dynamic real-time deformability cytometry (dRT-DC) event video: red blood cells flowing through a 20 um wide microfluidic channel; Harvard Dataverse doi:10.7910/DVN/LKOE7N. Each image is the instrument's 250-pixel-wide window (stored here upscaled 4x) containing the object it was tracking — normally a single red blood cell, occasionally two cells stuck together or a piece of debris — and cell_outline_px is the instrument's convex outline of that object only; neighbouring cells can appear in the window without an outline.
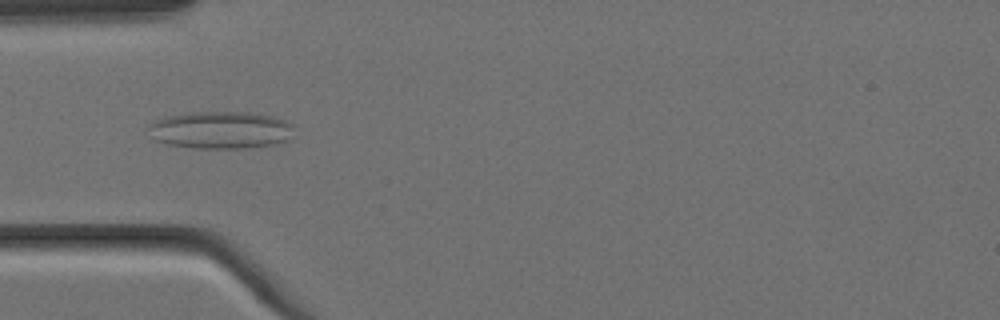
{"species": "Egyptian fruit bat (a non-hibernating species)", "species_latin": "Rousettus aegyptiacus", "temperature_condition": "cold", "stored_images_in_passage": 8, "camera_frame_rate_fps": 3000, "um_per_image_px": 0.085, "animal": {"sex": "female"}, "frame": {"image": 1, "passage_image": 5, "time_ms": 1.333, "image_size_px": [1000, 320], "cell_outline_px": [[292, 124], [288, 140], [276, 144], [244, 148], [192, 148], [168, 144], [156, 140], [148, 128], [148, 124], [164, 116], [188, 112], [248, 112], [272, 116], [284, 120]], "centroid_in_image_um": [18.72, 11.04], "position_along_channel_um": 66.3, "area_um2": 31.62}}
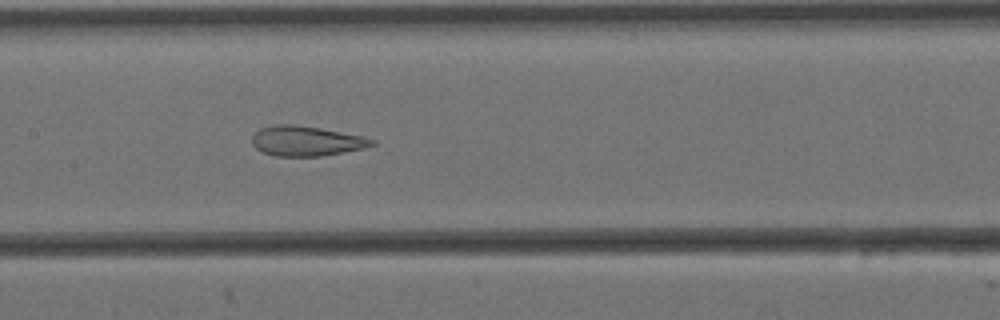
{"frame": {"image": 2, "passage_image": 8, "time_ms": 2.333, "image_size_px": [1000, 320], "cell_outline_px": [[376, 144], [364, 148], [320, 156], [276, 156], [264, 152], [256, 148], [252, 144], [252, 136], [260, 128], [276, 124], [292, 124], [320, 128], [364, 136], [376, 140]], "centroid_in_image_um": [26.04, 11.98], "position_along_channel_um": 181.4, "area_um2": 20.87}}